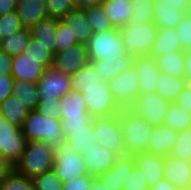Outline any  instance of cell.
<instances>
[{
    "instance_id": "obj_1",
    "label": "cell",
    "mask_w": 191,
    "mask_h": 190,
    "mask_svg": "<svg viewBox=\"0 0 191 190\" xmlns=\"http://www.w3.org/2000/svg\"><path fill=\"white\" fill-rule=\"evenodd\" d=\"M22 132L27 142L44 141L50 144L54 150L60 149L66 143L61 119L43 116L36 110L29 112L22 126Z\"/></svg>"
},
{
    "instance_id": "obj_2",
    "label": "cell",
    "mask_w": 191,
    "mask_h": 190,
    "mask_svg": "<svg viewBox=\"0 0 191 190\" xmlns=\"http://www.w3.org/2000/svg\"><path fill=\"white\" fill-rule=\"evenodd\" d=\"M118 116L125 154L132 155L145 152L149 144L153 126L129 108H122Z\"/></svg>"
},
{
    "instance_id": "obj_3",
    "label": "cell",
    "mask_w": 191,
    "mask_h": 190,
    "mask_svg": "<svg viewBox=\"0 0 191 190\" xmlns=\"http://www.w3.org/2000/svg\"><path fill=\"white\" fill-rule=\"evenodd\" d=\"M55 150L44 141H29L14 170L27 177L34 178L53 169Z\"/></svg>"
},
{
    "instance_id": "obj_4",
    "label": "cell",
    "mask_w": 191,
    "mask_h": 190,
    "mask_svg": "<svg viewBox=\"0 0 191 190\" xmlns=\"http://www.w3.org/2000/svg\"><path fill=\"white\" fill-rule=\"evenodd\" d=\"M85 47L90 61L119 60V57L127 53L119 28L93 33Z\"/></svg>"
},
{
    "instance_id": "obj_5",
    "label": "cell",
    "mask_w": 191,
    "mask_h": 190,
    "mask_svg": "<svg viewBox=\"0 0 191 190\" xmlns=\"http://www.w3.org/2000/svg\"><path fill=\"white\" fill-rule=\"evenodd\" d=\"M127 53L133 57L151 55L158 26L154 23H128L121 28Z\"/></svg>"
},
{
    "instance_id": "obj_6",
    "label": "cell",
    "mask_w": 191,
    "mask_h": 190,
    "mask_svg": "<svg viewBox=\"0 0 191 190\" xmlns=\"http://www.w3.org/2000/svg\"><path fill=\"white\" fill-rule=\"evenodd\" d=\"M81 93L87 112L92 118L111 117L122 110L114 99L108 82H101V86L85 87Z\"/></svg>"
},
{
    "instance_id": "obj_7",
    "label": "cell",
    "mask_w": 191,
    "mask_h": 190,
    "mask_svg": "<svg viewBox=\"0 0 191 190\" xmlns=\"http://www.w3.org/2000/svg\"><path fill=\"white\" fill-rule=\"evenodd\" d=\"M92 124L94 133L99 139V146L106 147L120 156L126 155L118 115L93 118Z\"/></svg>"
},
{
    "instance_id": "obj_8",
    "label": "cell",
    "mask_w": 191,
    "mask_h": 190,
    "mask_svg": "<svg viewBox=\"0 0 191 190\" xmlns=\"http://www.w3.org/2000/svg\"><path fill=\"white\" fill-rule=\"evenodd\" d=\"M53 171L63 182L87 174L82 155L78 154L68 143L55 150Z\"/></svg>"
},
{
    "instance_id": "obj_9",
    "label": "cell",
    "mask_w": 191,
    "mask_h": 190,
    "mask_svg": "<svg viewBox=\"0 0 191 190\" xmlns=\"http://www.w3.org/2000/svg\"><path fill=\"white\" fill-rule=\"evenodd\" d=\"M170 102L156 92L139 95L128 107L135 114L142 116L151 126L163 125Z\"/></svg>"
},
{
    "instance_id": "obj_10",
    "label": "cell",
    "mask_w": 191,
    "mask_h": 190,
    "mask_svg": "<svg viewBox=\"0 0 191 190\" xmlns=\"http://www.w3.org/2000/svg\"><path fill=\"white\" fill-rule=\"evenodd\" d=\"M27 144L22 128L11 124L5 118L1 120L0 156L13 165L19 160Z\"/></svg>"
},
{
    "instance_id": "obj_11",
    "label": "cell",
    "mask_w": 191,
    "mask_h": 190,
    "mask_svg": "<svg viewBox=\"0 0 191 190\" xmlns=\"http://www.w3.org/2000/svg\"><path fill=\"white\" fill-rule=\"evenodd\" d=\"M39 101L61 99L73 90L70 76L55 70L47 69L36 82Z\"/></svg>"
},
{
    "instance_id": "obj_12",
    "label": "cell",
    "mask_w": 191,
    "mask_h": 190,
    "mask_svg": "<svg viewBox=\"0 0 191 190\" xmlns=\"http://www.w3.org/2000/svg\"><path fill=\"white\" fill-rule=\"evenodd\" d=\"M108 84L114 99L122 108H128L140 95L139 78L133 66Z\"/></svg>"
},
{
    "instance_id": "obj_13",
    "label": "cell",
    "mask_w": 191,
    "mask_h": 190,
    "mask_svg": "<svg viewBox=\"0 0 191 190\" xmlns=\"http://www.w3.org/2000/svg\"><path fill=\"white\" fill-rule=\"evenodd\" d=\"M90 60L85 44L77 43L54 54L53 68L65 75H71L84 68Z\"/></svg>"
},
{
    "instance_id": "obj_14",
    "label": "cell",
    "mask_w": 191,
    "mask_h": 190,
    "mask_svg": "<svg viewBox=\"0 0 191 190\" xmlns=\"http://www.w3.org/2000/svg\"><path fill=\"white\" fill-rule=\"evenodd\" d=\"M133 67L139 78L140 95L156 92L161 73L156 59L151 55L134 57Z\"/></svg>"
},
{
    "instance_id": "obj_15",
    "label": "cell",
    "mask_w": 191,
    "mask_h": 190,
    "mask_svg": "<svg viewBox=\"0 0 191 190\" xmlns=\"http://www.w3.org/2000/svg\"><path fill=\"white\" fill-rule=\"evenodd\" d=\"M82 158L84 159L86 172L90 176L97 178L112 167L120 158V155L108 150L106 147L97 146L83 154Z\"/></svg>"
},
{
    "instance_id": "obj_16",
    "label": "cell",
    "mask_w": 191,
    "mask_h": 190,
    "mask_svg": "<svg viewBox=\"0 0 191 190\" xmlns=\"http://www.w3.org/2000/svg\"><path fill=\"white\" fill-rule=\"evenodd\" d=\"M135 166L132 155L120 156L115 164L97 179L111 190H123L124 183L128 179L132 168Z\"/></svg>"
},
{
    "instance_id": "obj_17",
    "label": "cell",
    "mask_w": 191,
    "mask_h": 190,
    "mask_svg": "<svg viewBox=\"0 0 191 190\" xmlns=\"http://www.w3.org/2000/svg\"><path fill=\"white\" fill-rule=\"evenodd\" d=\"M164 179L182 190L191 187V164L172 155H167L164 161Z\"/></svg>"
},
{
    "instance_id": "obj_18",
    "label": "cell",
    "mask_w": 191,
    "mask_h": 190,
    "mask_svg": "<svg viewBox=\"0 0 191 190\" xmlns=\"http://www.w3.org/2000/svg\"><path fill=\"white\" fill-rule=\"evenodd\" d=\"M135 166L142 171L144 179L149 187L155 185L158 181L164 179V161L165 157L148 152H139L132 154Z\"/></svg>"
},
{
    "instance_id": "obj_19",
    "label": "cell",
    "mask_w": 191,
    "mask_h": 190,
    "mask_svg": "<svg viewBox=\"0 0 191 190\" xmlns=\"http://www.w3.org/2000/svg\"><path fill=\"white\" fill-rule=\"evenodd\" d=\"M47 69L30 54L22 53L13 57L11 76L15 80L36 83Z\"/></svg>"
},
{
    "instance_id": "obj_20",
    "label": "cell",
    "mask_w": 191,
    "mask_h": 190,
    "mask_svg": "<svg viewBox=\"0 0 191 190\" xmlns=\"http://www.w3.org/2000/svg\"><path fill=\"white\" fill-rule=\"evenodd\" d=\"M177 135V131L164 124L153 127L146 152L163 157L170 155Z\"/></svg>"
},
{
    "instance_id": "obj_21",
    "label": "cell",
    "mask_w": 191,
    "mask_h": 190,
    "mask_svg": "<svg viewBox=\"0 0 191 190\" xmlns=\"http://www.w3.org/2000/svg\"><path fill=\"white\" fill-rule=\"evenodd\" d=\"M16 11L24 28H31L48 18L45 0H19Z\"/></svg>"
},
{
    "instance_id": "obj_22",
    "label": "cell",
    "mask_w": 191,
    "mask_h": 190,
    "mask_svg": "<svg viewBox=\"0 0 191 190\" xmlns=\"http://www.w3.org/2000/svg\"><path fill=\"white\" fill-rule=\"evenodd\" d=\"M134 57L126 53L119 60L90 61L102 82H109L133 66Z\"/></svg>"
},
{
    "instance_id": "obj_23",
    "label": "cell",
    "mask_w": 191,
    "mask_h": 190,
    "mask_svg": "<svg viewBox=\"0 0 191 190\" xmlns=\"http://www.w3.org/2000/svg\"><path fill=\"white\" fill-rule=\"evenodd\" d=\"M84 97L80 91L72 90L60 99L61 120L93 119L87 112Z\"/></svg>"
},
{
    "instance_id": "obj_24",
    "label": "cell",
    "mask_w": 191,
    "mask_h": 190,
    "mask_svg": "<svg viewBox=\"0 0 191 190\" xmlns=\"http://www.w3.org/2000/svg\"><path fill=\"white\" fill-rule=\"evenodd\" d=\"M72 33H74L77 43L85 44L92 36L93 31L87 22L86 12L81 8H74L68 12L62 19Z\"/></svg>"
},
{
    "instance_id": "obj_25",
    "label": "cell",
    "mask_w": 191,
    "mask_h": 190,
    "mask_svg": "<svg viewBox=\"0 0 191 190\" xmlns=\"http://www.w3.org/2000/svg\"><path fill=\"white\" fill-rule=\"evenodd\" d=\"M65 139L66 143L80 155L99 146V139L94 133L92 123L85 128L70 129V133L65 136Z\"/></svg>"
},
{
    "instance_id": "obj_26",
    "label": "cell",
    "mask_w": 191,
    "mask_h": 190,
    "mask_svg": "<svg viewBox=\"0 0 191 190\" xmlns=\"http://www.w3.org/2000/svg\"><path fill=\"white\" fill-rule=\"evenodd\" d=\"M100 5L115 28L121 29L129 23L133 7L130 0H104Z\"/></svg>"
},
{
    "instance_id": "obj_27",
    "label": "cell",
    "mask_w": 191,
    "mask_h": 190,
    "mask_svg": "<svg viewBox=\"0 0 191 190\" xmlns=\"http://www.w3.org/2000/svg\"><path fill=\"white\" fill-rule=\"evenodd\" d=\"M176 51H184V49L175 28L158 27L151 56H160Z\"/></svg>"
},
{
    "instance_id": "obj_28",
    "label": "cell",
    "mask_w": 191,
    "mask_h": 190,
    "mask_svg": "<svg viewBox=\"0 0 191 190\" xmlns=\"http://www.w3.org/2000/svg\"><path fill=\"white\" fill-rule=\"evenodd\" d=\"M56 30L57 19L51 17L41 20L30 28L31 37L37 39L44 46H47V50H49L53 55L56 53Z\"/></svg>"
},
{
    "instance_id": "obj_29",
    "label": "cell",
    "mask_w": 191,
    "mask_h": 190,
    "mask_svg": "<svg viewBox=\"0 0 191 190\" xmlns=\"http://www.w3.org/2000/svg\"><path fill=\"white\" fill-rule=\"evenodd\" d=\"M159 70L177 78H185V51L170 52L165 55L153 56Z\"/></svg>"
},
{
    "instance_id": "obj_30",
    "label": "cell",
    "mask_w": 191,
    "mask_h": 190,
    "mask_svg": "<svg viewBox=\"0 0 191 190\" xmlns=\"http://www.w3.org/2000/svg\"><path fill=\"white\" fill-rule=\"evenodd\" d=\"M187 85L185 78H177L165 73L159 74L156 93L166 101L172 103Z\"/></svg>"
},
{
    "instance_id": "obj_31",
    "label": "cell",
    "mask_w": 191,
    "mask_h": 190,
    "mask_svg": "<svg viewBox=\"0 0 191 190\" xmlns=\"http://www.w3.org/2000/svg\"><path fill=\"white\" fill-rule=\"evenodd\" d=\"M29 112L15 95H10L0 104V113L3 118L20 128H22Z\"/></svg>"
},
{
    "instance_id": "obj_32",
    "label": "cell",
    "mask_w": 191,
    "mask_h": 190,
    "mask_svg": "<svg viewBox=\"0 0 191 190\" xmlns=\"http://www.w3.org/2000/svg\"><path fill=\"white\" fill-rule=\"evenodd\" d=\"M12 95H15L29 111L36 110L40 102L36 83L30 81L15 80Z\"/></svg>"
},
{
    "instance_id": "obj_33",
    "label": "cell",
    "mask_w": 191,
    "mask_h": 190,
    "mask_svg": "<svg viewBox=\"0 0 191 190\" xmlns=\"http://www.w3.org/2000/svg\"><path fill=\"white\" fill-rule=\"evenodd\" d=\"M153 20L159 28H176L185 12L175 7L153 5Z\"/></svg>"
},
{
    "instance_id": "obj_34",
    "label": "cell",
    "mask_w": 191,
    "mask_h": 190,
    "mask_svg": "<svg viewBox=\"0 0 191 190\" xmlns=\"http://www.w3.org/2000/svg\"><path fill=\"white\" fill-rule=\"evenodd\" d=\"M30 38V29L22 28L19 31H16L2 39V51L8 53L11 57L18 56L19 54L24 53V49L27 46Z\"/></svg>"
},
{
    "instance_id": "obj_35",
    "label": "cell",
    "mask_w": 191,
    "mask_h": 190,
    "mask_svg": "<svg viewBox=\"0 0 191 190\" xmlns=\"http://www.w3.org/2000/svg\"><path fill=\"white\" fill-rule=\"evenodd\" d=\"M163 124L177 132L189 129L191 128V114L172 102L168 107Z\"/></svg>"
},
{
    "instance_id": "obj_36",
    "label": "cell",
    "mask_w": 191,
    "mask_h": 190,
    "mask_svg": "<svg viewBox=\"0 0 191 190\" xmlns=\"http://www.w3.org/2000/svg\"><path fill=\"white\" fill-rule=\"evenodd\" d=\"M101 78H99L91 63L84 68L70 75V83L73 90L82 91L85 87L101 86Z\"/></svg>"
},
{
    "instance_id": "obj_37",
    "label": "cell",
    "mask_w": 191,
    "mask_h": 190,
    "mask_svg": "<svg viewBox=\"0 0 191 190\" xmlns=\"http://www.w3.org/2000/svg\"><path fill=\"white\" fill-rule=\"evenodd\" d=\"M84 10L86 12L87 22L90 24L93 33H103L115 29L101 5L88 7Z\"/></svg>"
},
{
    "instance_id": "obj_38",
    "label": "cell",
    "mask_w": 191,
    "mask_h": 190,
    "mask_svg": "<svg viewBox=\"0 0 191 190\" xmlns=\"http://www.w3.org/2000/svg\"><path fill=\"white\" fill-rule=\"evenodd\" d=\"M46 47L47 46L41 44L37 39L31 37L24 49V53L30 54L38 63L43 65L46 69H50L53 68L54 55L47 50Z\"/></svg>"
},
{
    "instance_id": "obj_39",
    "label": "cell",
    "mask_w": 191,
    "mask_h": 190,
    "mask_svg": "<svg viewBox=\"0 0 191 190\" xmlns=\"http://www.w3.org/2000/svg\"><path fill=\"white\" fill-rule=\"evenodd\" d=\"M133 4L129 23H151L153 20L154 0H130Z\"/></svg>"
},
{
    "instance_id": "obj_40",
    "label": "cell",
    "mask_w": 191,
    "mask_h": 190,
    "mask_svg": "<svg viewBox=\"0 0 191 190\" xmlns=\"http://www.w3.org/2000/svg\"><path fill=\"white\" fill-rule=\"evenodd\" d=\"M0 190H35L32 178L13 170L0 182Z\"/></svg>"
},
{
    "instance_id": "obj_41",
    "label": "cell",
    "mask_w": 191,
    "mask_h": 190,
    "mask_svg": "<svg viewBox=\"0 0 191 190\" xmlns=\"http://www.w3.org/2000/svg\"><path fill=\"white\" fill-rule=\"evenodd\" d=\"M170 155L187 162L191 159V128L178 132L177 139Z\"/></svg>"
},
{
    "instance_id": "obj_42",
    "label": "cell",
    "mask_w": 191,
    "mask_h": 190,
    "mask_svg": "<svg viewBox=\"0 0 191 190\" xmlns=\"http://www.w3.org/2000/svg\"><path fill=\"white\" fill-rule=\"evenodd\" d=\"M35 190H63L64 182L52 170L32 178Z\"/></svg>"
},
{
    "instance_id": "obj_43",
    "label": "cell",
    "mask_w": 191,
    "mask_h": 190,
    "mask_svg": "<svg viewBox=\"0 0 191 190\" xmlns=\"http://www.w3.org/2000/svg\"><path fill=\"white\" fill-rule=\"evenodd\" d=\"M55 44L56 52H61L66 48L77 44L76 37L74 33L71 32L70 27H68L64 22L59 19H57Z\"/></svg>"
},
{
    "instance_id": "obj_44",
    "label": "cell",
    "mask_w": 191,
    "mask_h": 190,
    "mask_svg": "<svg viewBox=\"0 0 191 190\" xmlns=\"http://www.w3.org/2000/svg\"><path fill=\"white\" fill-rule=\"evenodd\" d=\"M45 5L48 16L59 20L76 8L75 0H45Z\"/></svg>"
},
{
    "instance_id": "obj_45",
    "label": "cell",
    "mask_w": 191,
    "mask_h": 190,
    "mask_svg": "<svg viewBox=\"0 0 191 190\" xmlns=\"http://www.w3.org/2000/svg\"><path fill=\"white\" fill-rule=\"evenodd\" d=\"M24 28L16 10L10 11L0 17L1 41L10 34Z\"/></svg>"
},
{
    "instance_id": "obj_46",
    "label": "cell",
    "mask_w": 191,
    "mask_h": 190,
    "mask_svg": "<svg viewBox=\"0 0 191 190\" xmlns=\"http://www.w3.org/2000/svg\"><path fill=\"white\" fill-rule=\"evenodd\" d=\"M184 51L191 49V14H185L181 22L175 28Z\"/></svg>"
},
{
    "instance_id": "obj_47",
    "label": "cell",
    "mask_w": 191,
    "mask_h": 190,
    "mask_svg": "<svg viewBox=\"0 0 191 190\" xmlns=\"http://www.w3.org/2000/svg\"><path fill=\"white\" fill-rule=\"evenodd\" d=\"M150 188L137 166L132 168L128 179L124 183L123 190H146Z\"/></svg>"
},
{
    "instance_id": "obj_48",
    "label": "cell",
    "mask_w": 191,
    "mask_h": 190,
    "mask_svg": "<svg viewBox=\"0 0 191 190\" xmlns=\"http://www.w3.org/2000/svg\"><path fill=\"white\" fill-rule=\"evenodd\" d=\"M36 111L43 116L59 117L61 114L60 99L40 101Z\"/></svg>"
},
{
    "instance_id": "obj_49",
    "label": "cell",
    "mask_w": 191,
    "mask_h": 190,
    "mask_svg": "<svg viewBox=\"0 0 191 190\" xmlns=\"http://www.w3.org/2000/svg\"><path fill=\"white\" fill-rule=\"evenodd\" d=\"M94 179L88 173L78 176L73 180L64 182L63 190H90Z\"/></svg>"
},
{
    "instance_id": "obj_50",
    "label": "cell",
    "mask_w": 191,
    "mask_h": 190,
    "mask_svg": "<svg viewBox=\"0 0 191 190\" xmlns=\"http://www.w3.org/2000/svg\"><path fill=\"white\" fill-rule=\"evenodd\" d=\"M14 81L11 75H0V104L12 95Z\"/></svg>"
},
{
    "instance_id": "obj_51",
    "label": "cell",
    "mask_w": 191,
    "mask_h": 190,
    "mask_svg": "<svg viewBox=\"0 0 191 190\" xmlns=\"http://www.w3.org/2000/svg\"><path fill=\"white\" fill-rule=\"evenodd\" d=\"M186 112L191 114V84L187 83L182 92L176 98L175 102Z\"/></svg>"
},
{
    "instance_id": "obj_52",
    "label": "cell",
    "mask_w": 191,
    "mask_h": 190,
    "mask_svg": "<svg viewBox=\"0 0 191 190\" xmlns=\"http://www.w3.org/2000/svg\"><path fill=\"white\" fill-rule=\"evenodd\" d=\"M93 119H75V120H61L62 131L65 136L70 133V129H78L88 127Z\"/></svg>"
},
{
    "instance_id": "obj_53",
    "label": "cell",
    "mask_w": 191,
    "mask_h": 190,
    "mask_svg": "<svg viewBox=\"0 0 191 190\" xmlns=\"http://www.w3.org/2000/svg\"><path fill=\"white\" fill-rule=\"evenodd\" d=\"M156 6L175 7L178 10L189 14L190 0H154Z\"/></svg>"
},
{
    "instance_id": "obj_54",
    "label": "cell",
    "mask_w": 191,
    "mask_h": 190,
    "mask_svg": "<svg viewBox=\"0 0 191 190\" xmlns=\"http://www.w3.org/2000/svg\"><path fill=\"white\" fill-rule=\"evenodd\" d=\"M13 57L6 52L0 53V75H11Z\"/></svg>"
},
{
    "instance_id": "obj_55",
    "label": "cell",
    "mask_w": 191,
    "mask_h": 190,
    "mask_svg": "<svg viewBox=\"0 0 191 190\" xmlns=\"http://www.w3.org/2000/svg\"><path fill=\"white\" fill-rule=\"evenodd\" d=\"M14 170V165L0 156V182Z\"/></svg>"
},
{
    "instance_id": "obj_56",
    "label": "cell",
    "mask_w": 191,
    "mask_h": 190,
    "mask_svg": "<svg viewBox=\"0 0 191 190\" xmlns=\"http://www.w3.org/2000/svg\"><path fill=\"white\" fill-rule=\"evenodd\" d=\"M13 10H16L15 0H0V17Z\"/></svg>"
},
{
    "instance_id": "obj_57",
    "label": "cell",
    "mask_w": 191,
    "mask_h": 190,
    "mask_svg": "<svg viewBox=\"0 0 191 190\" xmlns=\"http://www.w3.org/2000/svg\"><path fill=\"white\" fill-rule=\"evenodd\" d=\"M185 79L187 83L191 84V51L186 50L185 51Z\"/></svg>"
},
{
    "instance_id": "obj_58",
    "label": "cell",
    "mask_w": 191,
    "mask_h": 190,
    "mask_svg": "<svg viewBox=\"0 0 191 190\" xmlns=\"http://www.w3.org/2000/svg\"><path fill=\"white\" fill-rule=\"evenodd\" d=\"M150 188H151V190H180V189L176 188L175 186H173L166 179H162V180L158 181L155 185H153Z\"/></svg>"
},
{
    "instance_id": "obj_59",
    "label": "cell",
    "mask_w": 191,
    "mask_h": 190,
    "mask_svg": "<svg viewBox=\"0 0 191 190\" xmlns=\"http://www.w3.org/2000/svg\"><path fill=\"white\" fill-rule=\"evenodd\" d=\"M104 0H75L77 8L85 9L88 7L99 6Z\"/></svg>"
},
{
    "instance_id": "obj_60",
    "label": "cell",
    "mask_w": 191,
    "mask_h": 190,
    "mask_svg": "<svg viewBox=\"0 0 191 190\" xmlns=\"http://www.w3.org/2000/svg\"><path fill=\"white\" fill-rule=\"evenodd\" d=\"M90 190H111L106 187L105 184H102L97 178L92 181Z\"/></svg>"
},
{
    "instance_id": "obj_61",
    "label": "cell",
    "mask_w": 191,
    "mask_h": 190,
    "mask_svg": "<svg viewBox=\"0 0 191 190\" xmlns=\"http://www.w3.org/2000/svg\"><path fill=\"white\" fill-rule=\"evenodd\" d=\"M3 116L2 114L0 113V132H1V120H2Z\"/></svg>"
},
{
    "instance_id": "obj_62",
    "label": "cell",
    "mask_w": 191,
    "mask_h": 190,
    "mask_svg": "<svg viewBox=\"0 0 191 190\" xmlns=\"http://www.w3.org/2000/svg\"><path fill=\"white\" fill-rule=\"evenodd\" d=\"M189 13L191 14V0H190V9H189Z\"/></svg>"
},
{
    "instance_id": "obj_63",
    "label": "cell",
    "mask_w": 191,
    "mask_h": 190,
    "mask_svg": "<svg viewBox=\"0 0 191 190\" xmlns=\"http://www.w3.org/2000/svg\"><path fill=\"white\" fill-rule=\"evenodd\" d=\"M182 190H191V187H187L186 189H182Z\"/></svg>"
}]
</instances>
